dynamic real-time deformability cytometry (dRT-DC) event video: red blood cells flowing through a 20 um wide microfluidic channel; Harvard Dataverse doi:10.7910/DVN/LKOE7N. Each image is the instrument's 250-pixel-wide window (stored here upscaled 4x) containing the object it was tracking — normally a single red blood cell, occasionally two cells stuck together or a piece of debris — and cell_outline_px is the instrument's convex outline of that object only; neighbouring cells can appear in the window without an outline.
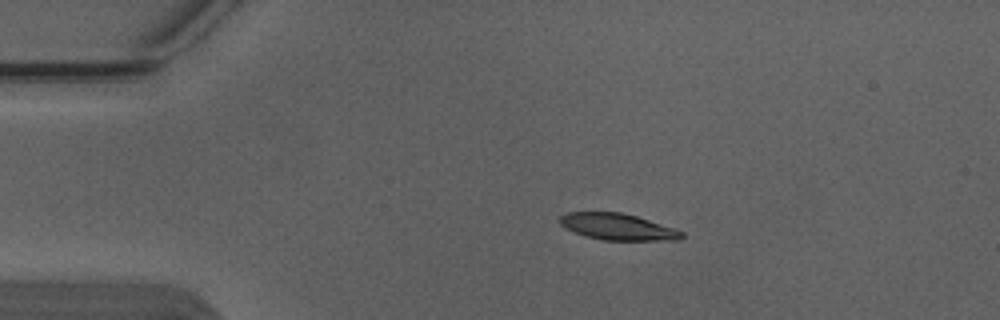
{"species": "Egyptian fruit bat (a non-hibernating species)", "species_latin": "Rousettus aegyptiacus", "temperature_condition": "warm", "stored_images_in_passage": 2, "camera_frame_rate_fps": 3000, "um_per_image_px": 0.085, "animal": {"sex": "male"}, "frame": {"image": 1, "passage_image": 1, "time_ms": 0.0, "image_size_px": [1000, 320], "cell_outline_px": [[684, 236], [680, 240], [604, 240], [584, 236], [560, 224], [560, 216], [568, 212], [620, 212], [636, 216], [684, 232]], "centroid_in_image_um": [52.51, 19.28], "position_along_channel_um": 32.5, "area_um2": 18.5}}